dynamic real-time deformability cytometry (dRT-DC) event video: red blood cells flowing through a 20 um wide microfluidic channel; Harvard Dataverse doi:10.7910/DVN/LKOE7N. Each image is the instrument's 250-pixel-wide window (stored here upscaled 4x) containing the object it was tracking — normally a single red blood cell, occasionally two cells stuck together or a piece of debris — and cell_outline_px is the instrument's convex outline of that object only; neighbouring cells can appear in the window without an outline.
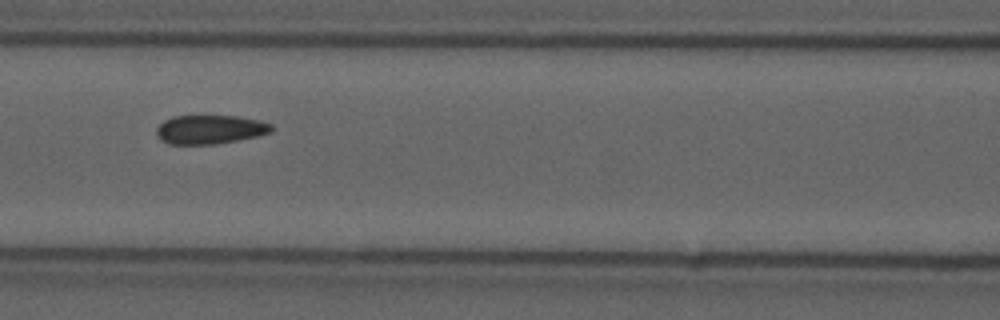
{"species": "common noctule bat (a hibernating species)", "species_latin": "Nyctalus noctula", "temperature_condition": "cold", "stored_images_in_passage": 7, "camera_frame_rate_fps": 3000, "um_per_image_px": 0.085, "animal": {"sex": "male", "forearm_length_mm": 52.5}, "frame": {"image": 1, "passage_image": 7, "time_ms": 2.0, "image_size_px": [1000, 320], "cell_outline_px": [[272, 132], [260, 136], [216, 144], [168, 144], [160, 140], [156, 136], [156, 128], [164, 120], [172, 116], [236, 116], [260, 120], [272, 124]], "centroid_in_image_um": [17.85, 11.01], "position_along_channel_um": 148.8, "area_um2": 19.59}}